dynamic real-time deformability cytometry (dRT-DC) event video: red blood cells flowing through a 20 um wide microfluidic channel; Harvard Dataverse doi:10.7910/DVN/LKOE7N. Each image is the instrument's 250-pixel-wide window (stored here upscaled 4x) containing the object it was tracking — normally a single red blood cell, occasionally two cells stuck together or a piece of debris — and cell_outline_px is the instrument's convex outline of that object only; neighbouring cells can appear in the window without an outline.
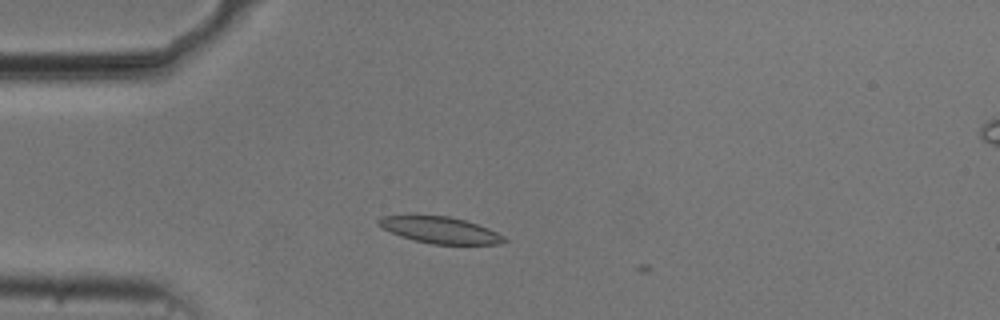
{"species": "common noctule bat (a hibernating species)", "species_latin": "Nyctalus noctula", "temperature_condition": "cold", "stored_images_in_passage": 4, "camera_frame_rate_fps": 3000, "um_per_image_px": 0.085, "animal": {"sex": "male", "body_mass_g": 20.5, "forearm_length_mm": 52.5}, "frame": {"image": 1, "passage_image": 2, "time_ms": 0.333, "image_size_px": [1000, 320], "cell_outline_px": [[508, 240], [500, 244], [432, 244], [412, 240], [400, 236], [376, 224], [376, 220], [380, 216], [448, 216], [464, 220], [488, 228], [504, 236]], "centroid_in_image_um": [37.4, 19.56], "position_along_channel_um": 47.6, "area_um2": 19.19}}